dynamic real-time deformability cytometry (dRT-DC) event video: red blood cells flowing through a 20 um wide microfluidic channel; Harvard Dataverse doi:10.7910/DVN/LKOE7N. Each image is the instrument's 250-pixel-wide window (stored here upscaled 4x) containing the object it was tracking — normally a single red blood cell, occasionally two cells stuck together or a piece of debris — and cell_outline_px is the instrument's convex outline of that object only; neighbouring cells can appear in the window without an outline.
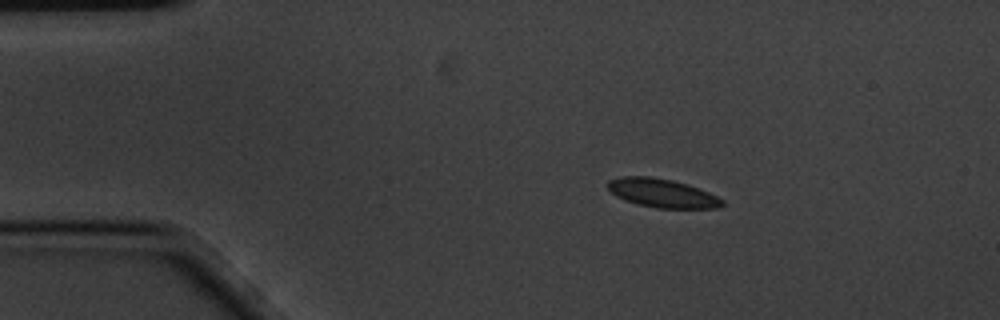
{"species": "common noctule bat (a hibernating species)", "species_latin": "Nyctalus noctula", "temperature_condition": "cold", "stored_images_in_passage": 4, "camera_frame_rate_fps": 3000, "um_per_image_px": 0.085, "animal": {"sex": "male", "body_mass_g": 20.1, "forearm_length_mm": 53.5}, "frame": {"image": 1, "passage_image": 2, "time_ms": 0.333, "image_size_px": [1000, 320], "cell_outline_px": [[724, 204], [716, 208], [656, 208], [636, 204], [624, 200], [616, 196], [608, 188], [608, 180], [624, 176], [648, 176], [672, 180], [688, 184], [708, 192], [724, 200]], "centroid_in_image_um": [56.27, 16.42], "position_along_channel_um": 28.7, "area_um2": 19.07}}
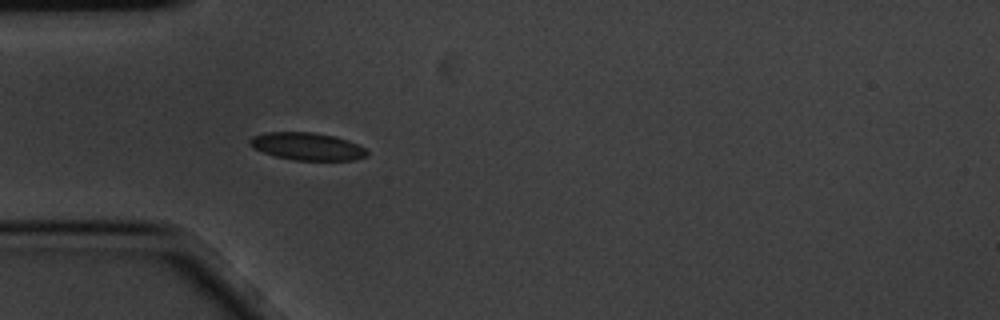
{"frame": {"image": 2, "passage_image": 4, "time_ms": 1.0, "image_size_px": [1000, 320], "cell_outline_px": [[368, 156], [356, 160], [292, 160], [276, 156], [252, 148], [248, 144], [248, 140], [252, 136], [268, 132], [312, 132], [336, 136], [348, 140], [364, 148], [368, 152]], "centroid_in_image_um": [26.1, 12.44], "position_along_channel_um": 58.9, "area_um2": 18.9}}